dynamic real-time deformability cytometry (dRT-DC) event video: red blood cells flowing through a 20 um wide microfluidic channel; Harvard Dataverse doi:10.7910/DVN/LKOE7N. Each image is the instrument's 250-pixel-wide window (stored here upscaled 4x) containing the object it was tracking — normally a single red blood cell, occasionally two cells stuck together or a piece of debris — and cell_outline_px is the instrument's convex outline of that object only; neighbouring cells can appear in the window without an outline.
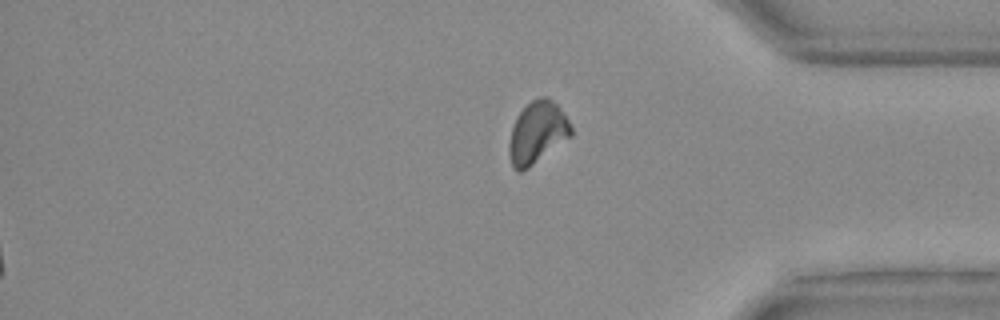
{"species": "Egyptian fruit bat (a non-hibernating species)", "species_latin": "Rousettus aegyptiacus", "temperature_condition": "warm", "stored_images_in_passage": 22, "segment_of_instrument_passage": [2, 2], "camera_frame_rate_fps": 3000, "um_per_image_px": 0.085, "animal": {"sex": "female"}, "frame": {"image": 1, "passage_image": 22, "time_ms": 7.0, "image_size_px": [1000, 320], "cell_outline_px": [[572, 136], [528, 168], [520, 172], [516, 172], [512, 168], [508, 152], [508, 144], [512, 128], [516, 116], [532, 100], [540, 96], [548, 96], [560, 108], [568, 120], [572, 128]], "centroid_in_image_um": [45.65, 11.28], "position_along_channel_um": 389.5, "area_um2": 22.48}}